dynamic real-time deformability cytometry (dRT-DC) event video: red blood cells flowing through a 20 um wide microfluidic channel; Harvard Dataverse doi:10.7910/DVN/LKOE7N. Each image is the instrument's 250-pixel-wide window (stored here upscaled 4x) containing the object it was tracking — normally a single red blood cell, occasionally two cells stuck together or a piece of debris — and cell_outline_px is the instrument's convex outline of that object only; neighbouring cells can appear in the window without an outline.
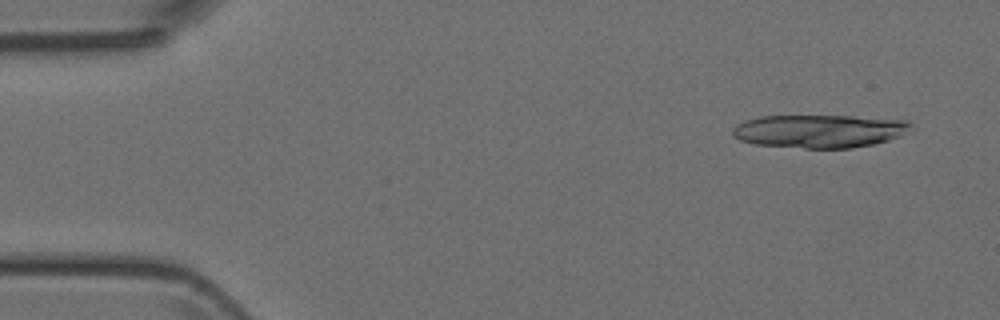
{"species": "Egyptian fruit bat (a non-hibernating species)", "species_latin": "Rousettus aegyptiacus", "temperature_condition": "room temperature", "stored_images_in_passage": 3, "camera_frame_rate_fps": 3000, "um_per_image_px": 0.085, "animal": {"sex": "female"}, "frame": {"image": 1, "passage_image": 1, "time_ms": 0.0, "image_size_px": [1000, 320], "cell_outline_px": [[912, 128], [900, 136], [888, 140], [872, 144], [852, 148], [804, 148], [756, 144], [740, 140], [732, 136], [732, 128], [736, 124], [744, 120], [760, 116], [852, 116], [908, 120], [912, 124]], "centroid_in_image_um": [69.63, 11.14], "position_along_channel_um": 15.4, "area_um2": 34.56}}